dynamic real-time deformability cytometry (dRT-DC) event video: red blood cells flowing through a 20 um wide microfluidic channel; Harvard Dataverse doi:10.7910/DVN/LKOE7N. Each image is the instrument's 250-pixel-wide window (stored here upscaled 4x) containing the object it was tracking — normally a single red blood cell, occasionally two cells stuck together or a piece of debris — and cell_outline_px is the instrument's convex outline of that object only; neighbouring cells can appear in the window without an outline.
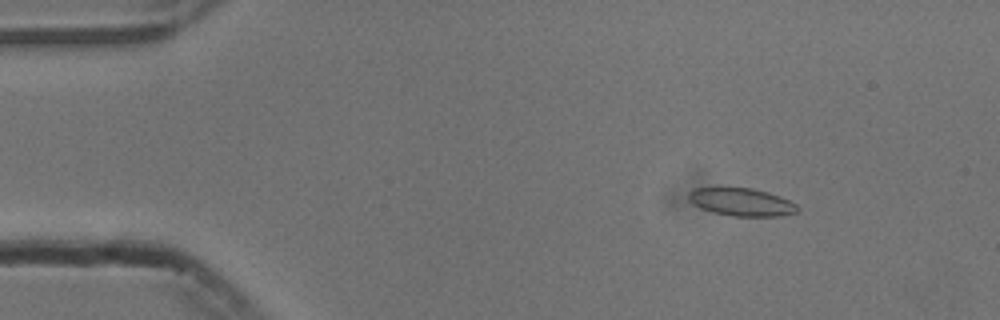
{"species": "common noctule bat (a hibernating species)", "species_latin": "Nyctalus noctula", "temperature_condition": "cold", "stored_images_in_passage": 49, "camera_frame_rate_fps": 3000, "um_per_image_px": 0.085, "animal": {"sex": "male", "body_mass_g": 13.3}, "frame": {"image": 1, "passage_image": 1, "time_ms": 0.0, "image_size_px": [1000, 320], "cell_outline_px": [[800, 208], [796, 212], [780, 216], [732, 216], [712, 212], [700, 208], [692, 204], [688, 200], [688, 192], [692, 188], [716, 184], [720, 184], [752, 188], [768, 192], [780, 196], [796, 204]], "centroid_in_image_um": [62.91, 17.11], "position_along_channel_um": 22.1, "area_um2": 18.67}}
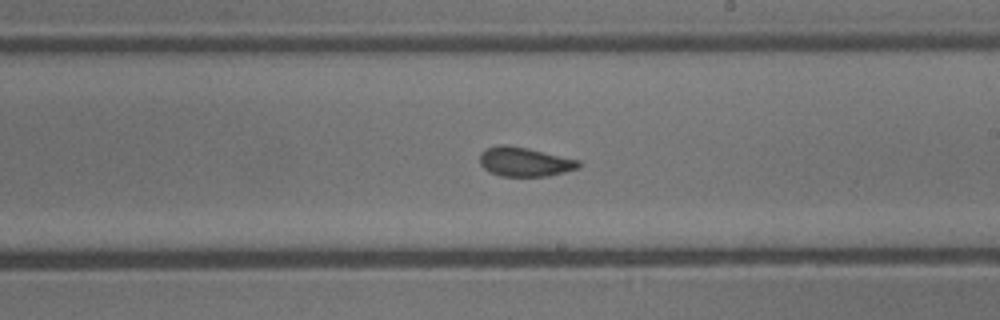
{"frame": {"image": 2, "passage_image": 25, "time_ms": 8.0, "image_size_px": [1000, 320], "cell_outline_px": [[580, 168], [548, 176], [500, 176], [488, 172], [480, 164], [480, 152], [484, 148], [496, 144], [508, 144], [528, 148], [580, 160]], "centroid_in_image_um": [44.56, 13.74], "position_along_channel_um": 244.4, "area_um2": 17.17}}
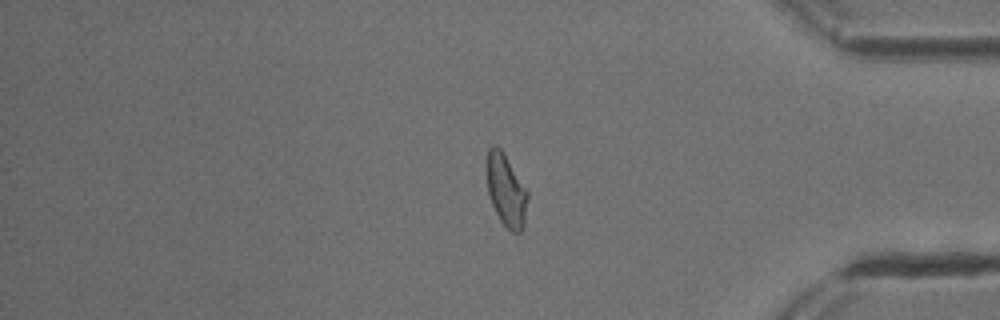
{"frame": {"image": 3, "passage_image": 39, "time_ms": 12.667, "image_size_px": [1000, 320], "cell_outline_px": [[528, 196], [524, 224], [520, 232], [512, 232], [500, 220], [492, 204], [488, 192], [484, 168], [488, 148], [492, 144], [496, 144], [504, 152], [528, 192]], "centroid_in_image_um": [42.97, 16.09], "position_along_channel_um": 392.2, "area_um2": 17.51}}